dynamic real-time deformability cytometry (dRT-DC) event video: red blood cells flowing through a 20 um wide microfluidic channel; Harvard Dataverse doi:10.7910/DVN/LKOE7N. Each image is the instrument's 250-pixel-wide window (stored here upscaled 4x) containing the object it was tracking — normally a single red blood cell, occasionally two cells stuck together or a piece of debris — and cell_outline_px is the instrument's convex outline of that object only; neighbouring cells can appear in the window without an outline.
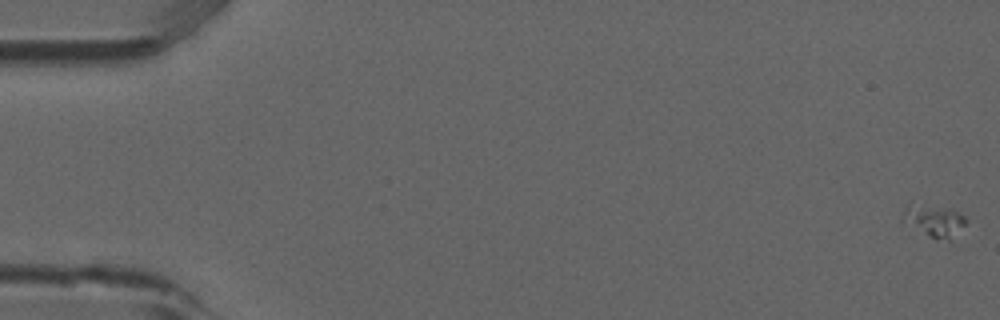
{"species": "common noctule bat (a hibernating species)", "species_latin": "Nyctalus noctula", "temperature_condition": "room temperature", "stored_images_in_passage": 7, "camera_frame_rate_fps": 3000, "um_per_image_px": 0.085, "animal": {"sex": "male", "forearm_length_mm": 52.5}, "frame": {"image": 1, "passage_image": 1, "time_ms": 0.0, "image_size_px": [1000, 320], "cell_outline_px": [[968, 220], [952, 240], [936, 240], [928, 236], [900, 220], [908, 204], [948, 208], [964, 216]], "centroid_in_image_um": [79.41, 18.8], "position_along_channel_um": 5.6, "area_um2": 11.62}}
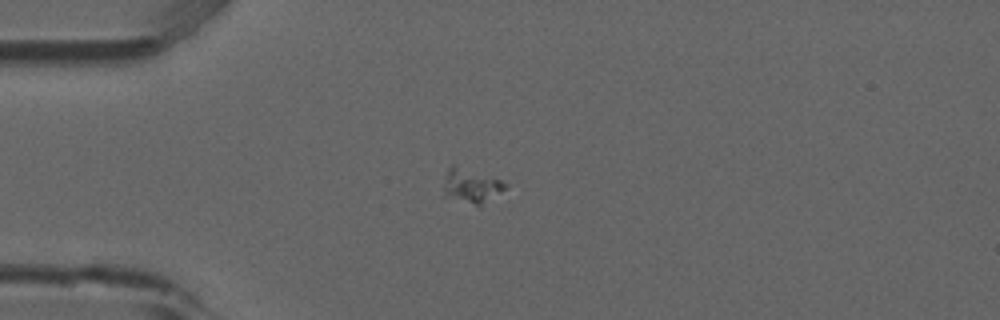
{"frame": {"image": 2, "passage_image": 5, "time_ms": 1.333, "image_size_px": [1000, 320], "cell_outline_px": [[508, 184], [504, 188], [480, 208], [440, 196], [448, 168], [452, 164], [500, 180]], "centroid_in_image_um": [39.97, 15.86], "position_along_channel_um": 45.0, "area_um2": 12.6}}
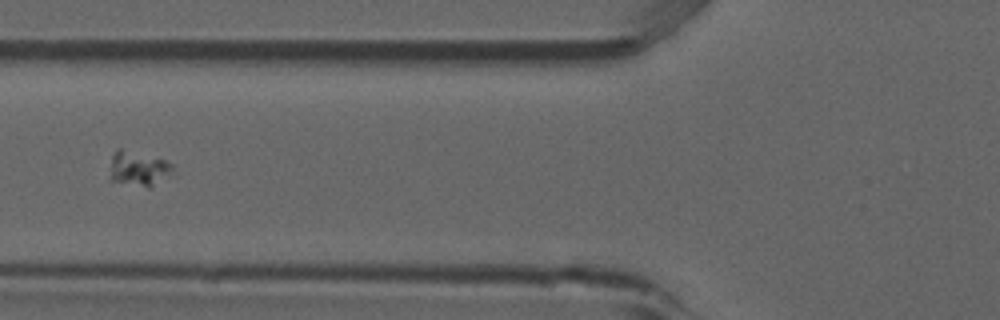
{"frame": {"image": 3, "passage_image": 7, "time_ms": 2.0, "image_size_px": [1000, 320], "cell_outline_px": [[176, 176], [148, 188], [112, 180], [112, 156], [116, 148], [120, 148], [164, 160], [172, 164]], "centroid_in_image_um": [11.89, 14.35], "position_along_channel_um": 113.9, "area_um2": 12.77}}